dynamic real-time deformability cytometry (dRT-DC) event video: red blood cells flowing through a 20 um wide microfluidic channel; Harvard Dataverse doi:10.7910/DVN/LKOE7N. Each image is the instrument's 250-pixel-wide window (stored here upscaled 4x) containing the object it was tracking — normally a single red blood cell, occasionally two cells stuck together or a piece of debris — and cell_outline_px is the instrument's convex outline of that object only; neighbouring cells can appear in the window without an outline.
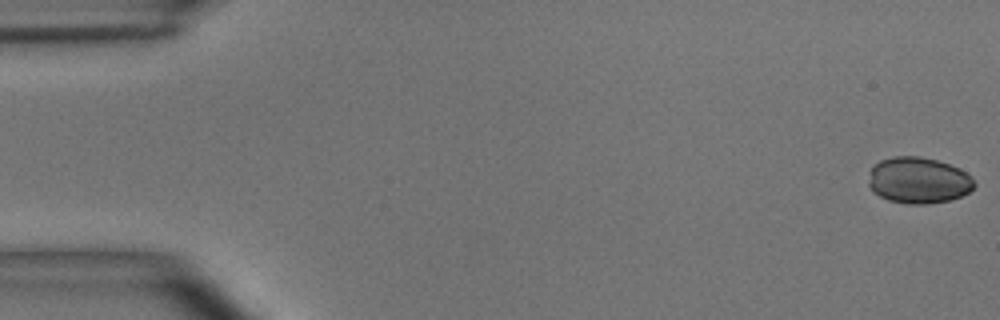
{"species": "common noctule bat (a hibernating species)", "species_latin": "Nyctalus noctula", "temperature_condition": "room temperature", "stored_images_in_passage": 55, "camera_frame_rate_fps": 3000, "um_per_image_px": 0.085, "animal": {"sex": "male", "body_mass_g": 15.6}, "frame": {"image": 1, "passage_image": 1, "time_ms": 0.0, "image_size_px": [1000, 320], "cell_outline_px": [[976, 184], [968, 192], [960, 196], [948, 200], [928, 204], [908, 204], [888, 200], [872, 192], [868, 184], [872, 164], [880, 160], [892, 156], [920, 156], [936, 160], [960, 168], [972, 176]], "centroid_in_image_um": [78.04, 15.32], "position_along_channel_um": 7.0, "area_um2": 28.73}}
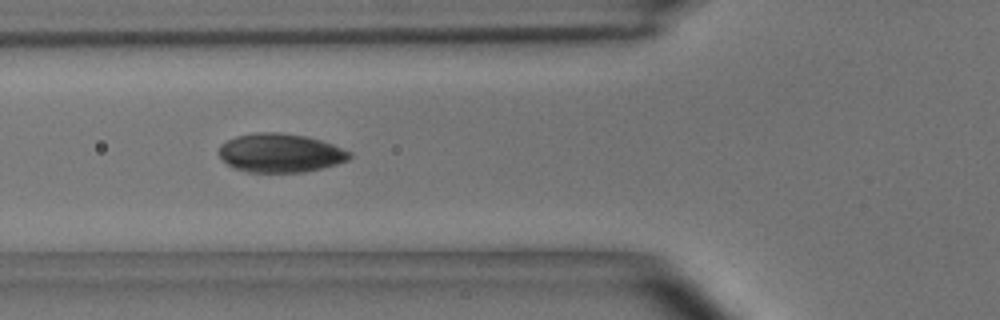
{"frame": {"image": 2, "passage_image": 20, "time_ms": 6.333, "image_size_px": [1000, 320], "cell_outline_px": [[352, 156], [348, 160], [336, 164], [304, 172], [248, 172], [236, 168], [228, 164], [220, 156], [220, 144], [236, 136], [256, 132], [280, 132], [308, 136], [332, 144], [352, 152]], "centroid_in_image_um": [23.85, 12.99], "position_along_channel_um": 102.0, "area_um2": 29.42}}
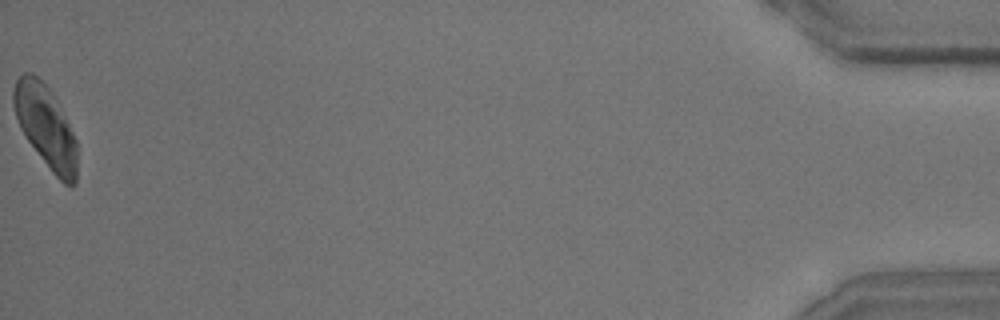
{"frame": {"image": 3, "passage_image": 55, "time_ms": 18.0, "image_size_px": [1000, 320], "cell_outline_px": [[76, 184], [64, 184], [52, 172], [24, 136], [20, 128], [16, 116], [12, 100], [12, 92], [16, 80], [24, 72], [32, 72], [52, 92], [76, 140]], "centroid_in_image_um": [3.85, 10.74], "position_along_channel_um": 431.3, "area_um2": 30.0}, "authors_computed_cell_mechanics": {"area_um2": 29.0734, "velocity_mm_per_s": 3.6452, "shape_relaxation_time_tau1_ms": 4.4825, "shape_relaxation_time_tau2_ms": 1.2618, "deformation_change_tau1": 0.0693, "deformation_change_tau2": 0.0292}}